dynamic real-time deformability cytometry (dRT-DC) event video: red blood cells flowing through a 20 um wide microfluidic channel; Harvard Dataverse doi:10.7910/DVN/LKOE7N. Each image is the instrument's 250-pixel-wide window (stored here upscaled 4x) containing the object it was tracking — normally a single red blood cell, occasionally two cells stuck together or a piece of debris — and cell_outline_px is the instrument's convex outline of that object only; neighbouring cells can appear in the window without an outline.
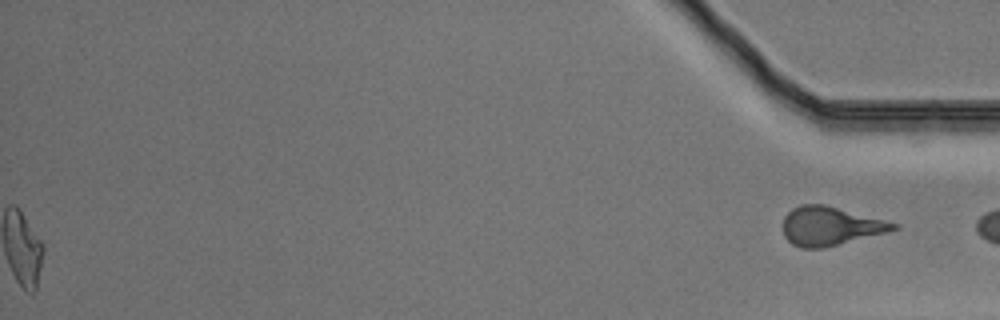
{"species": "Egyptian fruit bat (a non-hibernating species)", "species_latin": "Rousettus aegyptiacus", "temperature_condition": "warm", "stored_images_in_passage": 40, "segment_of_instrument_passage": [2, 2], "camera_frame_rate_fps": 3000, "um_per_image_px": 0.085, "animal": {"sex": "male"}, "frame": {"image": 1, "passage_image": 40, "time_ms": 13.0, "image_size_px": [1000, 320], "cell_outline_px": [[900, 228], [888, 232], [824, 248], [800, 248], [792, 244], [784, 236], [784, 216], [792, 208], [800, 204], [824, 204], [900, 224]], "centroid_in_image_um": [70.58, 19.22], "position_along_channel_um": 364.6, "area_um2": 24.97}}